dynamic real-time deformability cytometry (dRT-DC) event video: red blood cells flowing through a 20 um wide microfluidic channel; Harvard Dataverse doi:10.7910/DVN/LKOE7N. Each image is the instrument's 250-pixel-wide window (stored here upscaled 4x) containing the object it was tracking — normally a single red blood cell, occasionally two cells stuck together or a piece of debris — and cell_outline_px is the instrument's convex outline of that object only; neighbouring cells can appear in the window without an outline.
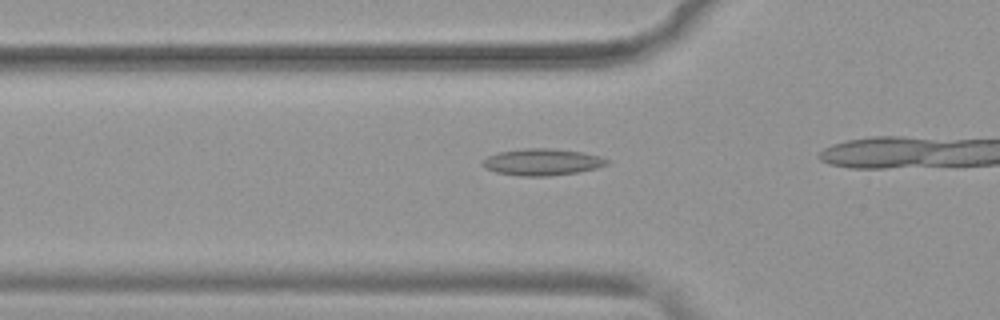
{"species": "common noctule bat (a hibernating species)", "species_latin": "Nyctalus noctula", "temperature_condition": "warm", "stored_images_in_passage": 25, "camera_frame_rate_fps": 3000, "um_per_image_px": 0.085, "animal": {"sex": "female", "body_mass_g": 19.9}, "frame": {"image": 1, "passage_image": 11, "time_ms": 3.333, "image_size_px": [1000, 320], "cell_outline_px": [[612, 160], [608, 164], [596, 168], [576, 172], [548, 176], [520, 176], [496, 172], [484, 168], [480, 164], [480, 160], [488, 156], [500, 152], [524, 148], [548, 148], [580, 152], [600, 156]], "centroid_in_image_um": [46.05, 13.77], "position_along_channel_um": 79.7, "area_um2": 19.36}}